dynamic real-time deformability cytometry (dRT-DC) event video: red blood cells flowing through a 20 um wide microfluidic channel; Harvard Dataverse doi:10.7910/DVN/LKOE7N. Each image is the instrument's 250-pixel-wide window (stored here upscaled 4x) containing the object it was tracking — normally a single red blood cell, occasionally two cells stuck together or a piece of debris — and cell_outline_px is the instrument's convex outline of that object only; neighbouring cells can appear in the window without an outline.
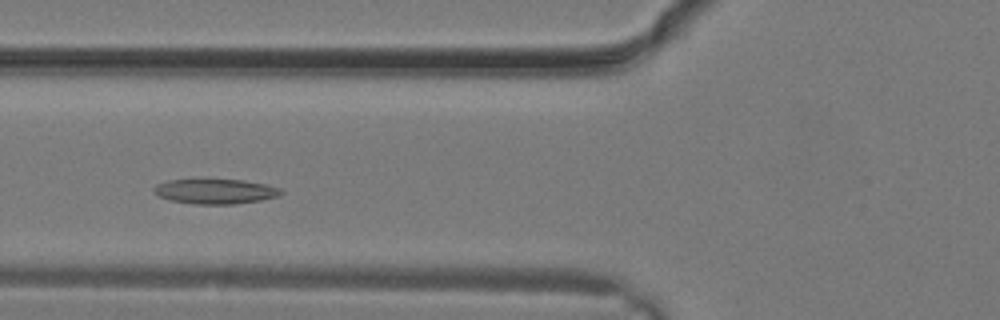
{"species": "common noctule bat (a hibernating species)", "species_latin": "Nyctalus noctula", "temperature_condition": "warm", "stored_images_in_passage": 8, "camera_frame_rate_fps": 3000, "um_per_image_px": 0.085, "animal": {"sex": "male", "body_mass_g": 19.2, "forearm_length_mm": 51.8}, "frame": {"image": 1, "passage_image": 3, "time_ms": 0.667, "image_size_px": [1000, 320], "cell_outline_px": [[284, 192], [276, 196], [260, 200], [232, 204], [196, 204], [168, 200], [160, 196], [156, 192], [156, 184], [168, 180], [204, 176], [244, 180], [264, 184], [280, 188]], "centroid_in_image_um": [18.27, 16.21], "position_along_channel_um": 107.5, "area_um2": 19.13}}
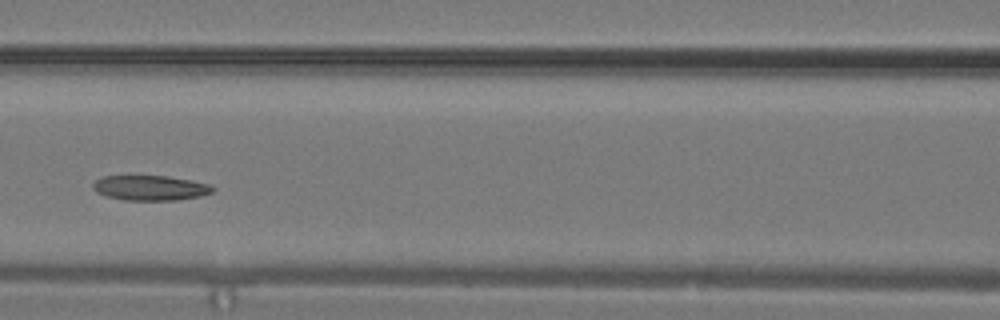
{"frame": {"image": 2, "passage_image": 5, "time_ms": 1.333, "image_size_px": [1000, 320], "cell_outline_px": [[216, 188], [212, 192], [200, 196], [176, 200], [124, 200], [108, 196], [96, 192], [92, 188], [92, 184], [96, 180], [104, 176], [168, 176], [208, 184]], "centroid_in_image_um": [12.76, 15.97], "position_along_channel_um": 153.8, "area_um2": 17.28}}
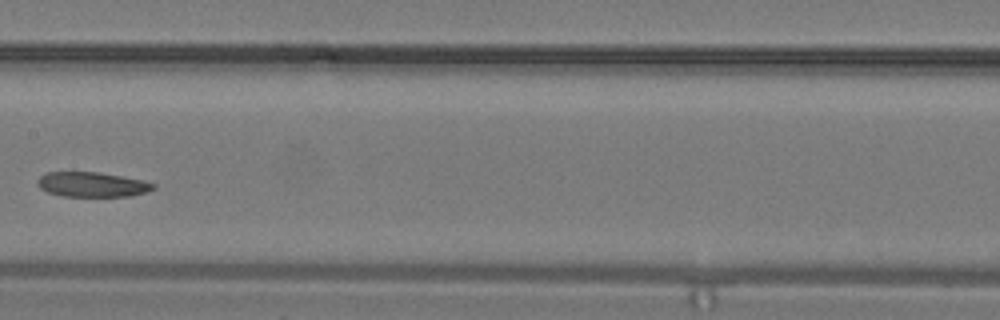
{"frame": {"image": 3, "passage_image": 7, "time_ms": 2.0, "image_size_px": [1000, 320], "cell_outline_px": [[156, 188], [148, 192], [128, 196], [64, 196], [48, 192], [40, 188], [36, 180], [40, 176], [48, 172], [96, 172], [144, 180], [156, 184]], "centroid_in_image_um": [7.86, 15.68], "position_along_channel_um": 199.5, "area_um2": 16.7}}